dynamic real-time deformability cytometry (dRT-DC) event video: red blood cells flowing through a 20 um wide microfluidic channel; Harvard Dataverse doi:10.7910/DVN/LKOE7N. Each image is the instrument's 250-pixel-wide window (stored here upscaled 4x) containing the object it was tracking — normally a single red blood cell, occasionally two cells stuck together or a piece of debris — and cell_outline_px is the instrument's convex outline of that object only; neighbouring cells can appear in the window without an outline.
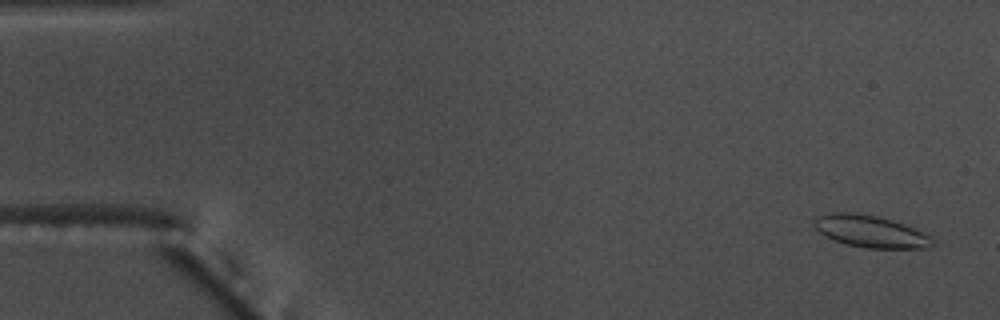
{"species": "common noctule bat (a hibernating species)", "species_latin": "Nyctalus noctula", "temperature_condition": "warm", "stored_images_in_passage": 15, "camera_frame_rate_fps": 3000, "um_per_image_px": 0.085, "animal": {"sex": "male", "body_mass_g": 17.5, "forearm_length_mm": 52.3}, "frame": {"image": 1, "passage_image": 3, "time_ms": 0.667, "image_size_px": [1000, 320], "cell_outline_px": [[932, 244], [928, 248], [864, 248], [848, 244], [824, 236], [812, 224], [812, 220], [816, 216], [832, 212], [852, 212], [876, 216], [892, 220], [904, 224], [924, 232], [932, 240]], "centroid_in_image_um": [73.94, 19.66], "position_along_channel_um": 11.1, "area_um2": 21.96}}